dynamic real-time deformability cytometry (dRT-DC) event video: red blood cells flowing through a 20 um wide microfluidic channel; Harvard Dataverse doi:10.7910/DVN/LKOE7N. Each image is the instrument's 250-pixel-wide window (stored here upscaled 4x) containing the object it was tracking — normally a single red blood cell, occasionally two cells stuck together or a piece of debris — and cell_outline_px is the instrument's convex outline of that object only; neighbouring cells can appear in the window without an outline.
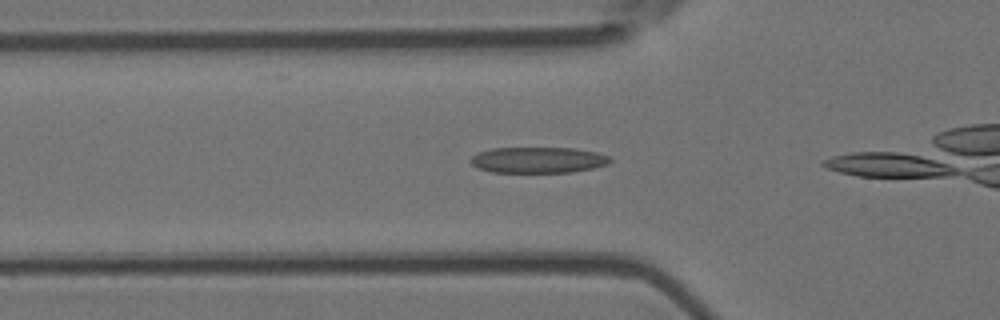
{"species": "Egyptian fruit bat (a non-hibernating species)", "species_latin": "Rousettus aegyptiacus", "temperature_condition": "room temperature", "stored_images_in_passage": 16, "camera_frame_rate_fps": 3000, "um_per_image_px": 0.085, "animal": {"sex": "female"}, "frame": {"image": 1, "passage_image": 14, "time_ms": 4.333, "image_size_px": [1000, 320], "cell_outline_px": [[612, 160], [608, 164], [592, 168], [572, 172], [492, 172], [480, 168], [472, 164], [468, 160], [476, 152], [492, 148], [576, 148], [596, 152], [608, 156]], "centroid_in_image_um": [45.72, 13.59], "position_along_channel_um": 80.1, "area_um2": 21.1}}